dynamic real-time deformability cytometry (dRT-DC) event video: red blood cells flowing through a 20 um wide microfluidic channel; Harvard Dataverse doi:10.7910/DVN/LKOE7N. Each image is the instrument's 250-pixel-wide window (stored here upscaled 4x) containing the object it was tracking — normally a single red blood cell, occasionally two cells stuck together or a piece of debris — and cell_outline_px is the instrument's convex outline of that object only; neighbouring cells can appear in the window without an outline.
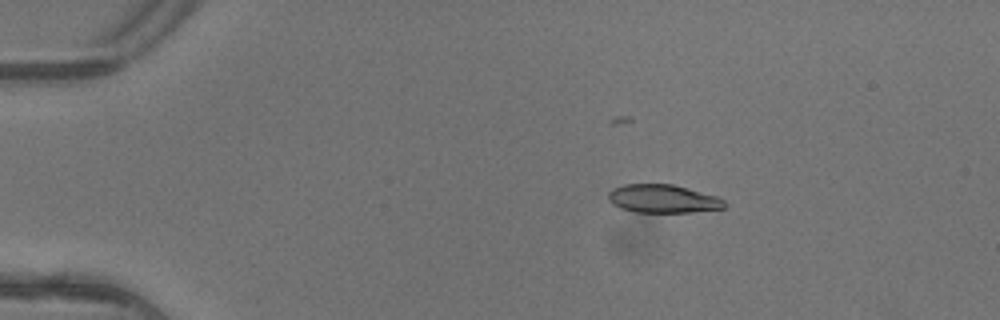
{"species": "common noctule bat (a hibernating species)", "species_latin": "Nyctalus noctula", "temperature_condition": "warm", "stored_images_in_passage": 5, "camera_frame_rate_fps": 3000, "um_per_image_px": 0.085, "animal": {"sex": "female"}, "frame": {"image": 1, "passage_image": 3, "time_ms": 0.667, "image_size_px": [1000, 320], "cell_outline_px": [[724, 208], [692, 212], [636, 212], [620, 208], [612, 204], [608, 200], [608, 192], [612, 188], [624, 184], [672, 184], [688, 188], [716, 196], [724, 200]], "centroid_in_image_um": [56.3, 16.89], "position_along_channel_um": 28.7, "area_um2": 19.13}}